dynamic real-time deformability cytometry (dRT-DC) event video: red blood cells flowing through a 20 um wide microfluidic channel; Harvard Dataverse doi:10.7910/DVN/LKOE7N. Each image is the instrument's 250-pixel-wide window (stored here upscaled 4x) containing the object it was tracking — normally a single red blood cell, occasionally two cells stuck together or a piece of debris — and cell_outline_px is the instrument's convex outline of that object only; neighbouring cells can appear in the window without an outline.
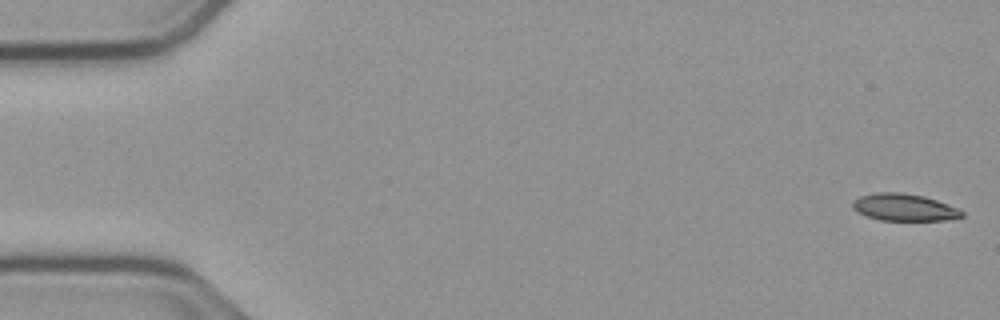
{"species": "common noctule bat (a hibernating species)", "species_latin": "Nyctalus noctula", "temperature_condition": "cold", "stored_images_in_passage": 54, "camera_frame_rate_fps": 3000, "um_per_image_px": 0.085, "animal": {"sex": "male", "body_mass_g": 23.1, "forearm_length_mm": 52.7}, "frame": {"image": 1, "passage_image": 1, "time_ms": 0.0, "image_size_px": [1000, 320], "cell_outline_px": [[964, 216], [944, 220], [880, 220], [856, 212], [852, 208], [852, 200], [860, 196], [876, 192], [900, 192], [924, 196], [948, 204], [964, 212]], "centroid_in_image_um": [76.81, 17.61], "position_along_channel_um": 8.2, "area_um2": 17.22}}
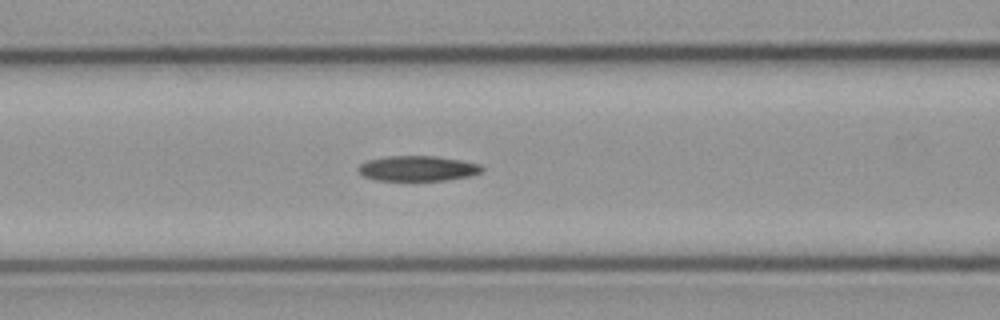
{"frame": {"image": 2, "passage_image": 22, "time_ms": 7.0, "image_size_px": [1000, 320], "cell_outline_px": [[484, 168], [480, 172], [472, 176], [448, 180], [412, 184], [376, 180], [364, 176], [356, 168], [360, 164], [368, 160], [388, 156], [436, 156], [460, 160], [480, 164]], "centroid_in_image_um": [35.49, 14.37], "position_along_channel_um": 131.1, "area_um2": 19.19}}
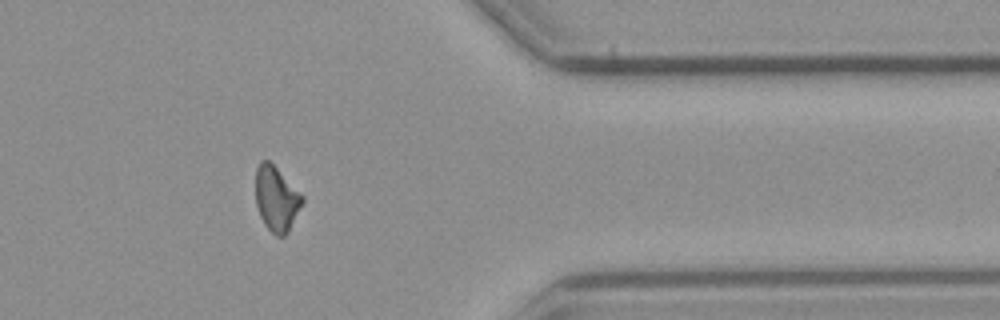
{"frame": {"image": 3, "passage_image": 44, "time_ms": 14.333, "image_size_px": [1000, 320], "cell_outline_px": [[304, 200], [288, 232], [284, 236], [276, 236], [264, 224], [260, 216], [256, 204], [256, 168], [260, 160], [268, 160], [304, 196]], "centroid_in_image_um": [23.49, 16.9], "position_along_channel_um": 387.9, "area_um2": 17.46}, "authors_computed_cell_mechanics": {"area_um2": 18.0914, "velocity_mm_per_s": 3.767, "shape_relaxation_time_tau1_ms": null, "shape_relaxation_time_tau2_ms": 6.4542, "deformation_change_tau1": null, "deformation_change_tau2": 0.1451}}